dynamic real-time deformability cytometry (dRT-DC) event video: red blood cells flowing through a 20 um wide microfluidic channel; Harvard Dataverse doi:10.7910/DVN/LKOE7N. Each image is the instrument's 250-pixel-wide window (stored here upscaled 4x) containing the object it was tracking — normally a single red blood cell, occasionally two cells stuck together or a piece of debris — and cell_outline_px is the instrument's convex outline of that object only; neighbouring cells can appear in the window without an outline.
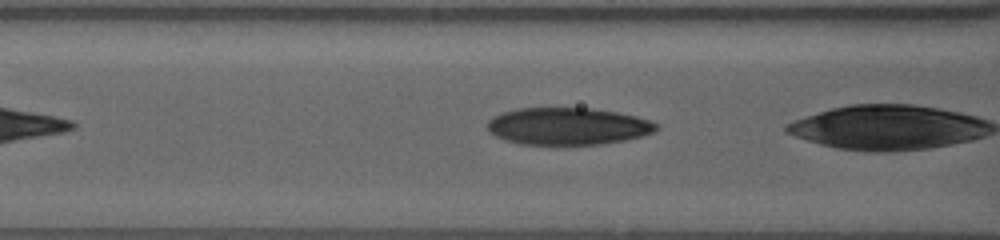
{"species": "human", "species_latin": "Homo sapiens", "temperature_condition": "warm", "stored_images_in_passage": 14, "camera_frame_rate_fps": 3000, "um_per_image_px": 0.085, "donor": {"sex": "female"}, "frame": {"image": 1, "passage_image": 7, "time_ms": 3.333, "image_size_px": [1000, 240], "cell_outline_px": [[660, 128], [656, 132], [644, 136], [624, 140], [600, 144], [520, 144], [504, 140], [488, 132], [488, 120], [504, 112], [520, 108], [592, 108], [616, 112], [636, 116], [648, 120], [656, 124]], "centroid_in_image_um": [48.29, 10.73], "position_along_channel_um": 118.3, "area_um2": 36.53}}